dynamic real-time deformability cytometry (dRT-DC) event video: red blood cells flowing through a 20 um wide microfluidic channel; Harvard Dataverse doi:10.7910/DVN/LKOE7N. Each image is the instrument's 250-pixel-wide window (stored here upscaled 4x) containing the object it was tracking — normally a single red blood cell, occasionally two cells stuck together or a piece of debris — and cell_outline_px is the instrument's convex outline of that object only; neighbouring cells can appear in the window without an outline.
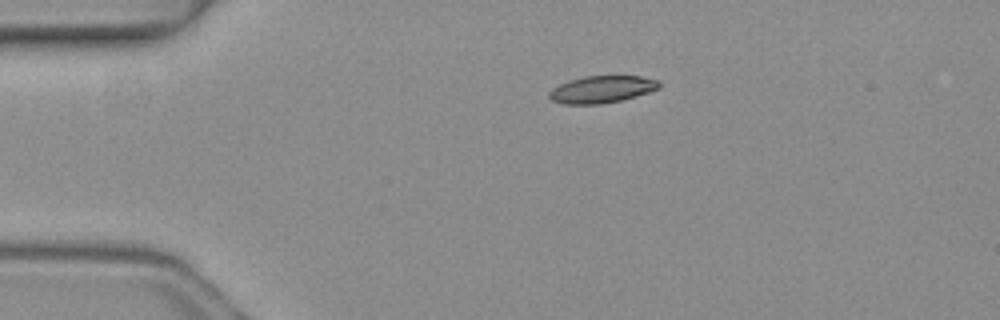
{"species": "common noctule bat (a hibernating species)", "species_latin": "Nyctalus noctula", "temperature_condition": "warm", "stored_images_in_passage": 2, "camera_frame_rate_fps": 3000, "um_per_image_px": 0.085, "animal": {"sex": "female", "body_mass_g": 19.3, "forearm_length_mm": 54.1}, "frame": {"image": 1, "passage_image": 1, "time_ms": 0.0, "image_size_px": [1000, 320], "cell_outline_px": [[660, 88], [636, 96], [620, 100], [600, 104], [564, 104], [552, 100], [548, 96], [548, 92], [552, 88], [568, 80], [584, 76], [640, 76], [660, 80]], "centroid_in_image_um": [51.14, 7.59], "position_along_channel_um": 33.9, "area_um2": 17.4}}